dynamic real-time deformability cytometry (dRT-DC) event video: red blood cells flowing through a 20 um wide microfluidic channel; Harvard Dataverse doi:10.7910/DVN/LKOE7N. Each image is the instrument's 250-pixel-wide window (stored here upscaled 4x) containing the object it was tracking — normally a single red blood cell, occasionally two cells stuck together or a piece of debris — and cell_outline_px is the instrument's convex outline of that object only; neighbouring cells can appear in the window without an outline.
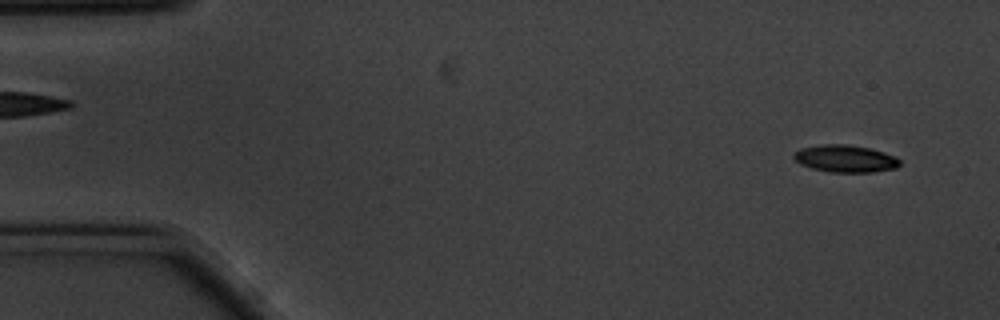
{"species": "common noctule bat (a hibernating species)", "species_latin": "Nyctalus noctula", "temperature_condition": "cold", "stored_images_in_passage": 56, "camera_frame_rate_fps": 3000, "um_per_image_px": 0.085, "animal": {"sex": "male", "body_mass_g": 20.1, "forearm_length_mm": 53.5}, "frame": {"image": 1, "passage_image": 3, "time_ms": 0.667, "image_size_px": [1000, 320], "cell_outline_px": [[900, 164], [896, 168], [872, 172], [828, 172], [812, 168], [800, 164], [792, 156], [800, 148], [820, 144], [848, 144], [868, 148], [884, 152], [900, 160]], "centroid_in_image_um": [71.82, 13.48], "position_along_channel_um": 13.2, "area_um2": 16.76}}
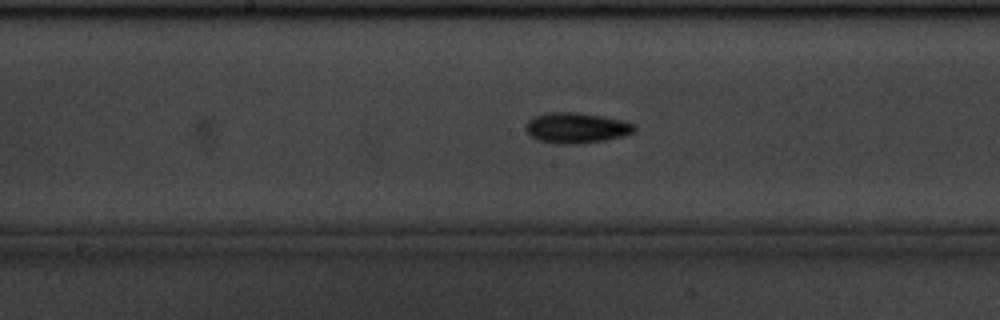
{"frame": {"image": 2, "passage_image": 28, "time_ms": 9.0, "image_size_px": [1000, 320], "cell_outline_px": [[636, 132], [624, 136], [604, 140], [580, 144], [556, 144], [536, 140], [528, 136], [524, 128], [524, 124], [532, 116], [552, 112], [576, 112], [624, 120], [636, 124]], "centroid_in_image_um": [48.96, 10.88], "position_along_channel_um": 199.2, "area_um2": 19.83}}
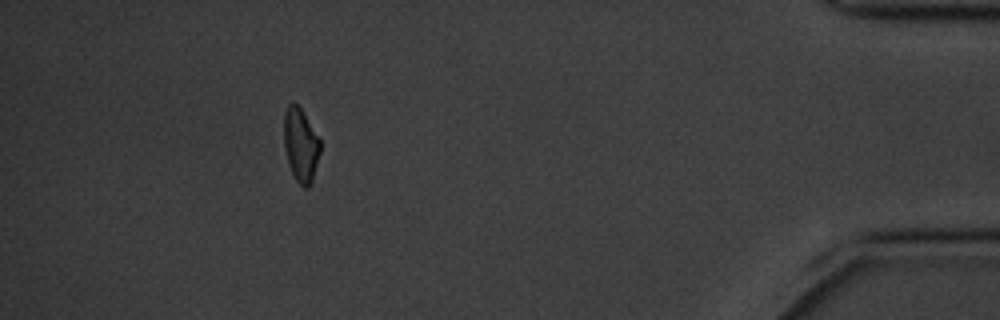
{"frame": {"image": 3, "passage_image": 51, "time_ms": 16.667, "image_size_px": [1000, 320], "cell_outline_px": [[320, 152], [312, 180], [308, 188], [304, 188], [296, 180], [292, 172], [288, 160], [284, 144], [284, 112], [288, 104], [292, 100], [300, 108], [320, 140]], "centroid_in_image_um": [25.55, 12.3], "position_along_channel_um": 409.7, "area_um2": 15.26}, "authors_computed_cell_mechanics": {"area_um2": 16.7331, "velocity_mm_per_s": 3.4895, "shape_relaxation_time_tau1_ms": 2.3876, "shape_relaxation_time_tau2_ms": null, "deformation_change_tau1": 0.1107, "deformation_change_tau2": null}}